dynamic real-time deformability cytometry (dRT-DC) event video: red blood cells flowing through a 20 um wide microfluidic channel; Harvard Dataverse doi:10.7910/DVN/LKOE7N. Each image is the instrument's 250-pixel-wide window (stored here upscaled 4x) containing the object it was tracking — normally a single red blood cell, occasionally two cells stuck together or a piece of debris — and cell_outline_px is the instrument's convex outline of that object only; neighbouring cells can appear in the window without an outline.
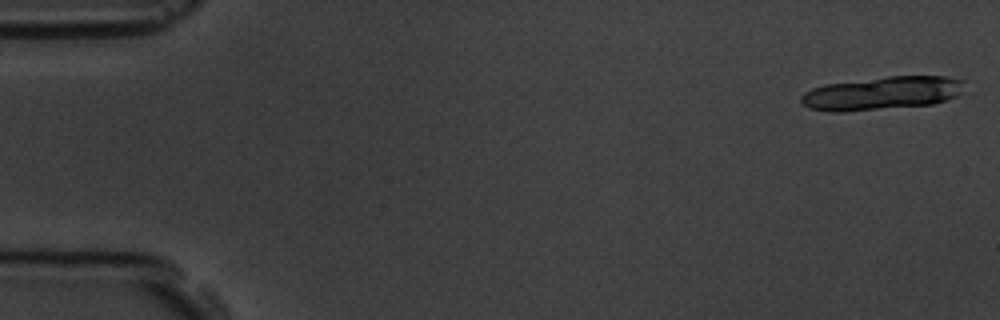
{"species": "common noctule bat (a hibernating species)", "species_latin": "Nyctalus noctula", "temperature_condition": "room temperature", "stored_images_in_passage": 7, "camera_frame_rate_fps": 3000, "um_per_image_px": 0.085, "animal": {"sex": "male", "body_mass_g": 19.5, "forearm_length_mm": 54.6}, "frame": {"image": 1, "passage_image": 1, "time_ms": 0.0, "image_size_px": [1000, 320], "cell_outline_px": [[964, 80], [960, 92], [956, 96], [932, 104], [840, 112], [832, 112], [808, 108], [800, 100], [800, 96], [804, 92], [812, 88], [824, 84], [888, 76], [944, 76]], "centroid_in_image_um": [74.92, 7.92], "position_along_channel_um": 10.1, "area_um2": 31.5}}
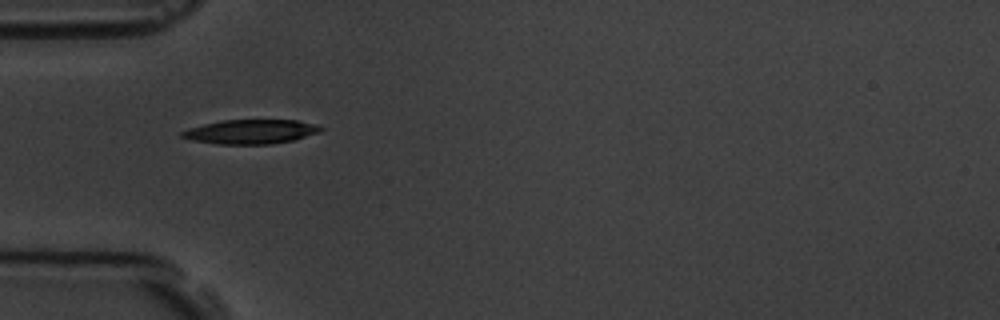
{"frame": {"image": 2, "passage_image": 6, "time_ms": 5.667, "image_size_px": [1000, 320], "cell_outline_px": [[324, 128], [320, 132], [292, 140], [272, 144], [216, 144], [188, 140], [180, 136], [180, 132], [188, 128], [220, 120], [296, 120], [316, 124]], "centroid_in_image_um": [21.27, 11.19], "position_along_channel_um": 63.7, "area_um2": 19.77}}
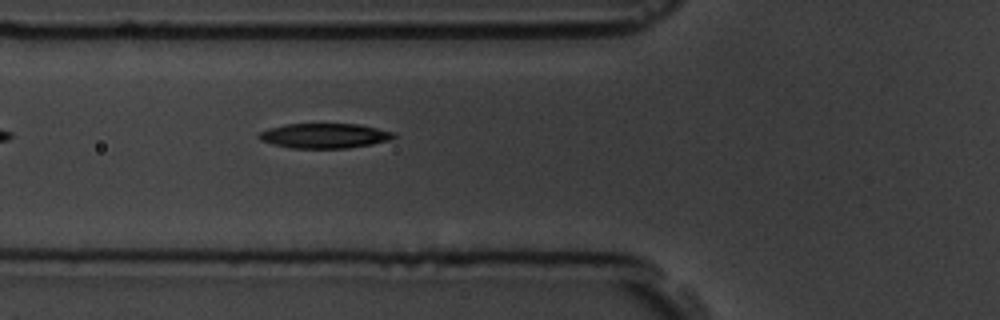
{"frame": {"image": 3, "passage_image": 7, "time_ms": 6.667, "image_size_px": [1000, 320], "cell_outline_px": [[396, 136], [388, 140], [372, 144], [348, 148], [292, 148], [272, 144], [260, 140], [256, 136], [260, 132], [268, 128], [284, 124], [360, 124], [396, 132]], "centroid_in_image_um": [27.57, 11.53], "position_along_channel_um": 98.2, "area_um2": 19.65}}